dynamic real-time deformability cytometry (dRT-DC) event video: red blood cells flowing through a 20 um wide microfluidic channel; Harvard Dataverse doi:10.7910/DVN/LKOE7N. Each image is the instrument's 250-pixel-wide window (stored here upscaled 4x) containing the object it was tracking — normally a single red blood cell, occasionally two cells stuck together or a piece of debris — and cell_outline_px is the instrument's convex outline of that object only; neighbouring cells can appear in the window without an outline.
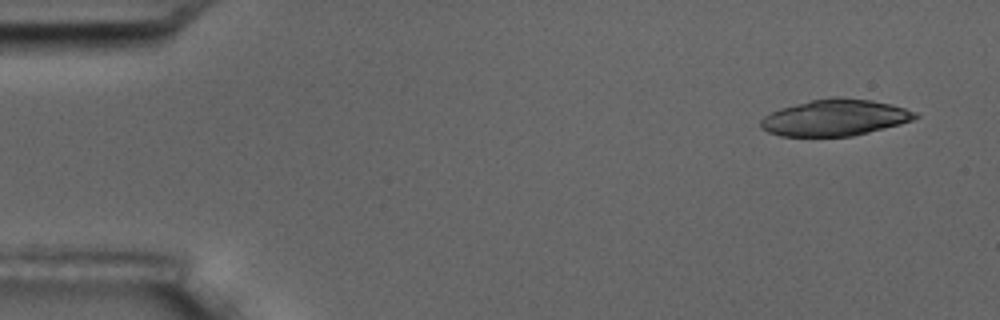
{"species": "common noctule bat (a hibernating species)", "species_latin": "Nyctalus noctula", "temperature_condition": "room temperature", "stored_images_in_passage": 5, "camera_frame_rate_fps": 3000, "um_per_image_px": 0.085, "animal": {"sex": "male", "body_mass_g": 17.5, "forearm_length_mm": 52.3}, "frame": {"image": 1, "passage_image": 1, "time_ms": 0.0, "image_size_px": [1000, 320], "cell_outline_px": [[920, 116], [912, 120], [900, 124], [852, 136], [780, 136], [768, 132], [760, 128], [760, 120], [764, 116], [780, 108], [812, 100], [832, 96], [836, 96], [872, 100], [892, 104], [916, 112]], "centroid_in_image_um": [70.96, 9.99], "position_along_channel_um": 14.0, "area_um2": 32.77}}